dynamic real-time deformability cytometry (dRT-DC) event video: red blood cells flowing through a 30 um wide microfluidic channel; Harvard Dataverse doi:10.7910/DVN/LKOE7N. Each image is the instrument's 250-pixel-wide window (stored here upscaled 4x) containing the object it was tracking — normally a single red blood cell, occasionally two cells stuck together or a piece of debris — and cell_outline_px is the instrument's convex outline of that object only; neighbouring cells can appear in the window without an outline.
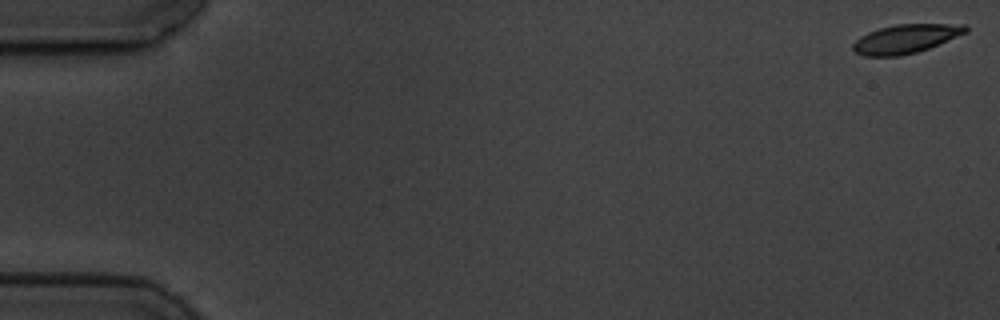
{"species": "common noctule bat (a hibernating species)", "species_latin": "Nyctalus noctula", "temperature_condition": "cold", "stored_images_in_passage": 8, "camera_frame_rate_fps": 3000, "um_per_image_px": 0.085, "animal": {"sex": "male", "body_mass_g": 19.5, "forearm_length_mm": 54.6}, "frame": {"image": 1, "passage_image": 1, "time_ms": 0.0, "image_size_px": [1000, 320], "cell_outline_px": [[968, 32], [928, 48], [916, 52], [900, 56], [864, 56], [856, 52], [852, 48], [852, 44], [860, 36], [868, 32], [880, 28], [896, 24], [968, 24]], "centroid_in_image_um": [76.99, 3.29], "position_along_channel_um": 8.0, "area_um2": 18.9}}
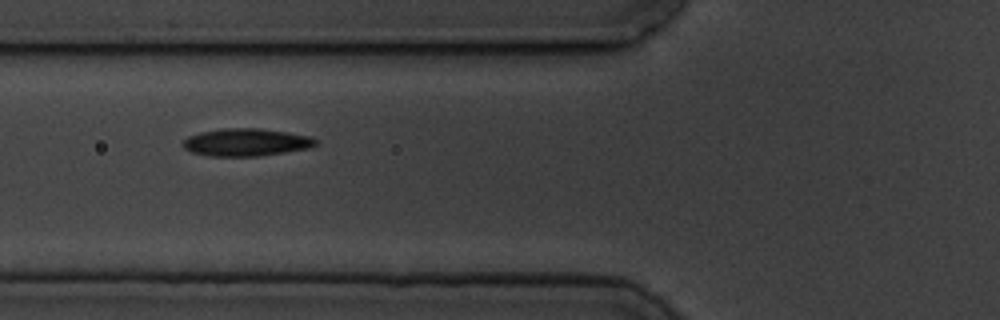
{"frame": {"image": 2, "passage_image": 7, "time_ms": 7.0, "image_size_px": [1000, 320], "cell_outline_px": [[316, 144], [312, 148], [256, 156], [208, 156], [192, 152], [184, 148], [184, 140], [188, 136], [200, 132], [220, 128], [260, 128], [288, 132], [312, 136], [316, 140]], "centroid_in_image_um": [20.94, 12.08], "position_along_channel_um": 104.9, "area_um2": 21.39}}
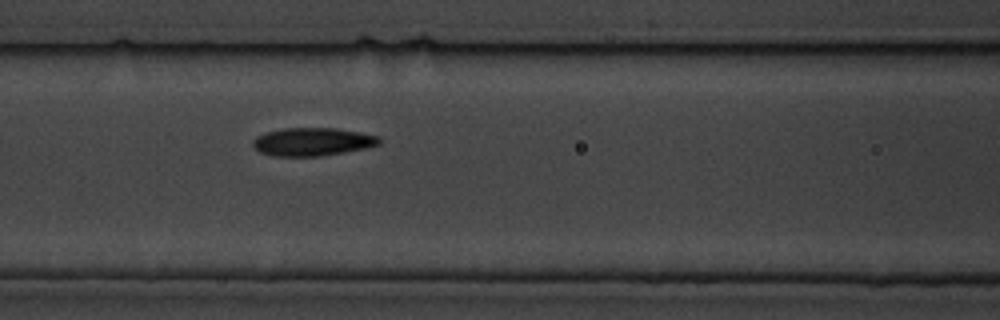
{"frame": {"image": 3, "passage_image": 8, "time_ms": 8.0, "image_size_px": [1000, 320], "cell_outline_px": [[380, 144], [364, 148], [344, 152], [320, 156], [272, 156], [260, 152], [252, 144], [252, 140], [256, 136], [264, 132], [284, 128], [336, 128], [360, 132], [380, 136]], "centroid_in_image_um": [26.54, 12.04], "position_along_channel_um": 140.1, "area_um2": 20.75}}